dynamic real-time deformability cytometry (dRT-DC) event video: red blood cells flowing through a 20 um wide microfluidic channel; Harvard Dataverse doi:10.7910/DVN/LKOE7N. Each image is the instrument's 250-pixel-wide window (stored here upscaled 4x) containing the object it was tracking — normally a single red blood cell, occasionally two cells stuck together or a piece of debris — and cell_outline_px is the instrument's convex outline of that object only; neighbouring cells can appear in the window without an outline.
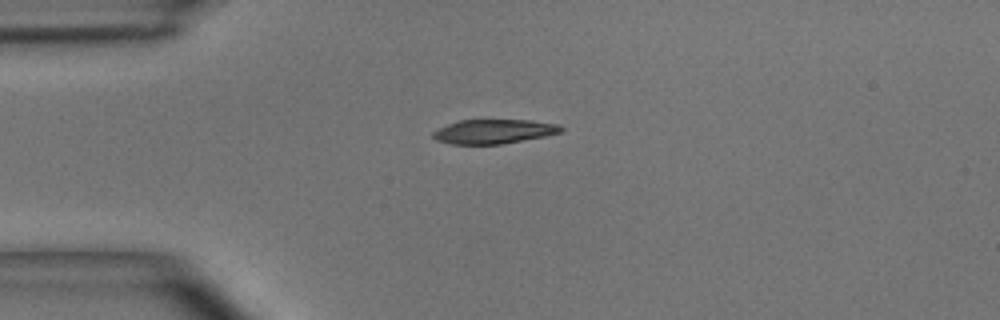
{"species": "common noctule bat (a hibernating species)", "species_latin": "Nyctalus noctula", "temperature_condition": "room temperature", "stored_images_in_passage": 33, "camera_frame_rate_fps": 3000, "um_per_image_px": 0.085, "animal": {"sex": "male", "body_mass_g": 15.6}, "frame": {"image": 1, "passage_image": 1, "time_ms": 0.0, "image_size_px": [1000, 320], "cell_outline_px": [[564, 128], [560, 132], [544, 136], [500, 144], [452, 144], [436, 140], [432, 136], [432, 132], [448, 124], [460, 120], [528, 120], [556, 124]], "centroid_in_image_um": [41.93, 11.17], "position_along_channel_um": 43.1, "area_um2": 17.8}}
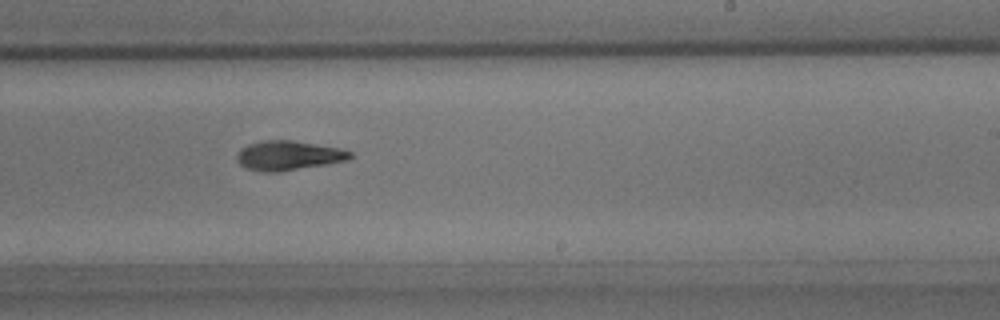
{"frame": {"image": 2, "passage_image": 19, "time_ms": 6.0, "image_size_px": [1000, 320], "cell_outline_px": [[352, 156], [348, 160], [280, 172], [264, 172], [244, 168], [236, 160], [236, 156], [240, 148], [248, 144], [264, 140], [292, 140], [340, 148], [352, 152]], "centroid_in_image_um": [24.48, 13.22], "position_along_channel_um": 264.5, "area_um2": 19.54}}
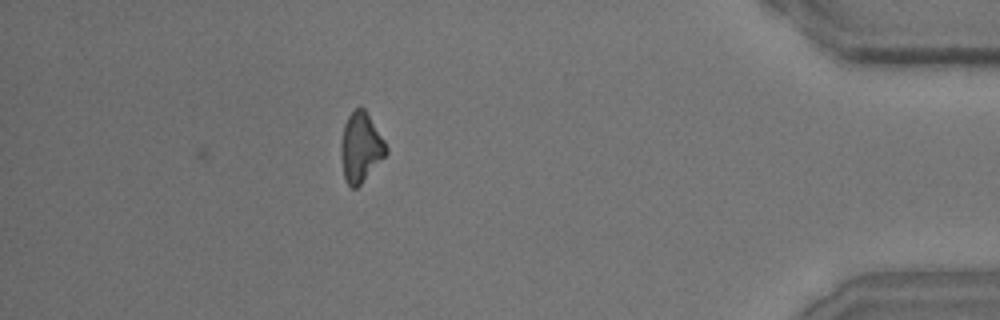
{"frame": {"image": 3, "passage_image": 33, "time_ms": 10.667, "image_size_px": [1000, 320], "cell_outline_px": [[388, 152], [360, 184], [356, 188], [352, 188], [348, 184], [344, 176], [340, 156], [340, 144], [344, 124], [348, 116], [360, 104], [364, 108], [384, 140], [388, 148]], "centroid_in_image_um": [30.64, 12.5], "position_along_channel_um": 404.6, "area_um2": 18.15}, "authors_computed_cell_mechanics": {"area_um2": 19.1318, "velocity_mm_per_s": 4.0012, "shape_relaxation_time_tau1_ms": 3.5105, "shape_relaxation_time_tau2_ms": 4.5198, "deformation_change_tau1": 0.1445, "deformation_change_tau2": 0.0935}}